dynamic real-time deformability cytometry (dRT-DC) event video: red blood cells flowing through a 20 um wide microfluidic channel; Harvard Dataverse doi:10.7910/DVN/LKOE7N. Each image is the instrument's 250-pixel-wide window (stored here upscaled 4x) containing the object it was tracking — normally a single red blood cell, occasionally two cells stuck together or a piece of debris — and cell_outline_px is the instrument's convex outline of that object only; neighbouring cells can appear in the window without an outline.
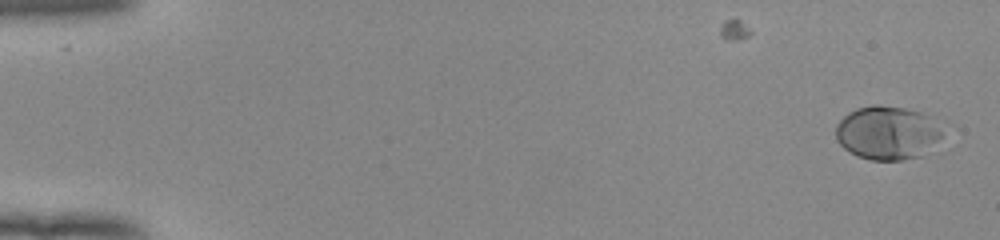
{"species": "human", "species_latin": "Homo sapiens", "temperature_condition": "room temperature", "stored_images_in_passage": 18, "camera_frame_rate_fps": 3000, "um_per_image_px": 0.085, "donor": {"sex": "female"}, "frame": {"image": 1, "passage_image": 1, "time_ms": 0.0, "image_size_px": [1000, 240], "cell_outline_px": [[940, 136], [936, 148], [932, 152], [924, 156], [904, 160], [868, 160], [856, 156], [848, 152], [836, 140], [836, 124], [848, 112], [856, 108], [872, 104], [880, 104], [904, 108], [920, 112], [928, 116], [940, 132]], "centroid_in_image_um": [75.39, 11.32], "position_along_channel_um": 9.6, "area_um2": 33.76}}
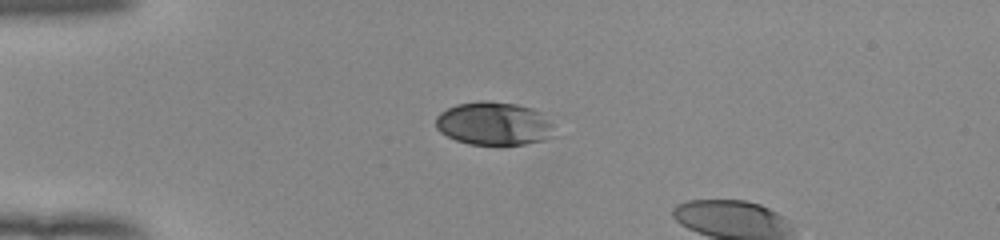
{"frame": {"image": 2, "passage_image": 14, "time_ms": 4.333, "image_size_px": [1000, 240], "cell_outline_px": [[556, 136], [544, 140], [524, 144], [468, 144], [456, 140], [440, 132], [436, 128], [436, 116], [440, 112], [456, 104], [480, 100], [488, 100], [516, 104], [532, 108], [540, 112], [552, 124]], "centroid_in_image_um": [41.98, 10.5], "position_along_channel_um": 43.0, "area_um2": 30.06}}